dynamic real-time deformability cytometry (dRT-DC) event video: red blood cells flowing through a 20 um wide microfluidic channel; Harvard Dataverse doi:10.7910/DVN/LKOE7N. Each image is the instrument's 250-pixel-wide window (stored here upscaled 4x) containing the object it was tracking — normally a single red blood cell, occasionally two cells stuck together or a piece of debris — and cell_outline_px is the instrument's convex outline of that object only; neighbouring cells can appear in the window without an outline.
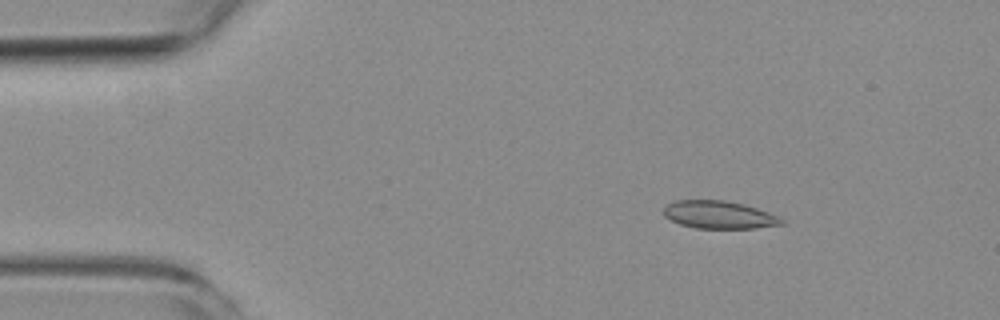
{"species": "common noctule bat (a hibernating species)", "species_latin": "Nyctalus noctula", "temperature_condition": "room temperature", "stored_images_in_passage": 4, "camera_frame_rate_fps": 3000, "um_per_image_px": 0.085, "animal": {"sex": "female", "body_mass_g": 19.3, "forearm_length_mm": 54.1}, "frame": {"image": 1, "passage_image": 2, "time_ms": 2.0, "image_size_px": [1000, 320], "cell_outline_px": [[784, 224], [756, 228], [696, 228], [680, 224], [664, 216], [664, 208], [668, 204], [676, 200], [724, 200], [744, 204], [780, 216], [784, 220]], "centroid_in_image_um": [61.15, 18.25], "position_along_channel_um": 23.9, "area_um2": 19.02}}